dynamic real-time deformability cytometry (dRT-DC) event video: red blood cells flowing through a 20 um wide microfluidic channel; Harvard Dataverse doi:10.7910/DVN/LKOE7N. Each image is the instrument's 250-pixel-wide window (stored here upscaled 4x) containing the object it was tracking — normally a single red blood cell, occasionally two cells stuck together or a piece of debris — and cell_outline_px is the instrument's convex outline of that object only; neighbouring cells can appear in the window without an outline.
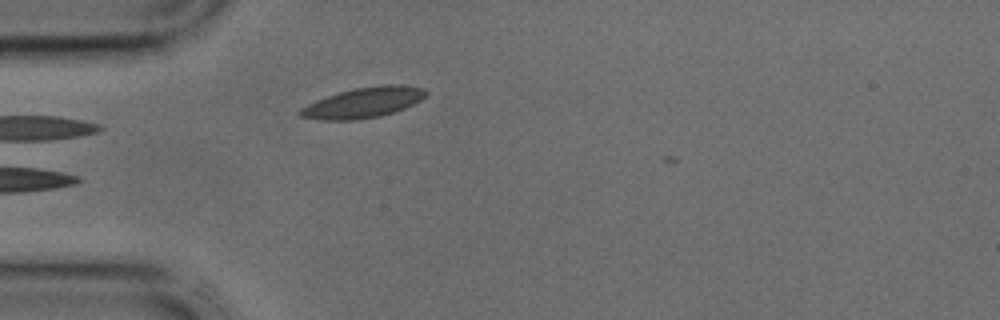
{"species": "common noctule bat (a hibernating species)", "species_latin": "Nyctalus noctula", "temperature_condition": "cold", "stored_images_in_passage": 30, "camera_frame_rate_fps": 3000, "um_per_image_px": 0.085, "animal": {"sex": "male", "body_mass_g": 17.9, "forearm_length_mm": 54.2}, "frame": {"image": 1, "passage_image": 1, "time_ms": 0.0, "image_size_px": [1000, 320], "cell_outline_px": [[428, 92], [420, 100], [404, 108], [380, 116], [352, 120], [324, 120], [300, 116], [296, 112], [300, 108], [316, 100], [340, 92], [356, 88], [384, 84], [404, 84], [424, 88]], "centroid_in_image_um": [30.89, 8.71], "position_along_channel_um": 54.1, "area_um2": 22.08}}